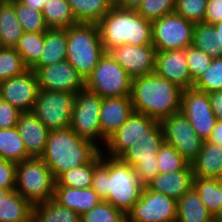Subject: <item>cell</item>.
<instances>
[{
    "instance_id": "42",
    "label": "cell",
    "mask_w": 222,
    "mask_h": 222,
    "mask_svg": "<svg viewBox=\"0 0 222 222\" xmlns=\"http://www.w3.org/2000/svg\"><path fill=\"white\" fill-rule=\"evenodd\" d=\"M176 0H142L136 12L144 19L154 21L175 12Z\"/></svg>"
},
{
    "instance_id": "48",
    "label": "cell",
    "mask_w": 222,
    "mask_h": 222,
    "mask_svg": "<svg viewBox=\"0 0 222 222\" xmlns=\"http://www.w3.org/2000/svg\"><path fill=\"white\" fill-rule=\"evenodd\" d=\"M208 96L216 119L222 121V90L208 93Z\"/></svg>"
},
{
    "instance_id": "19",
    "label": "cell",
    "mask_w": 222,
    "mask_h": 222,
    "mask_svg": "<svg viewBox=\"0 0 222 222\" xmlns=\"http://www.w3.org/2000/svg\"><path fill=\"white\" fill-rule=\"evenodd\" d=\"M155 72L181 89L193 88L188 71L186 49L156 51Z\"/></svg>"
},
{
    "instance_id": "15",
    "label": "cell",
    "mask_w": 222,
    "mask_h": 222,
    "mask_svg": "<svg viewBox=\"0 0 222 222\" xmlns=\"http://www.w3.org/2000/svg\"><path fill=\"white\" fill-rule=\"evenodd\" d=\"M39 89L72 92L85 89V80L67 60L46 67H33Z\"/></svg>"
},
{
    "instance_id": "35",
    "label": "cell",
    "mask_w": 222,
    "mask_h": 222,
    "mask_svg": "<svg viewBox=\"0 0 222 222\" xmlns=\"http://www.w3.org/2000/svg\"><path fill=\"white\" fill-rule=\"evenodd\" d=\"M14 49L21 55L26 67L32 69L44 49V32H23Z\"/></svg>"
},
{
    "instance_id": "27",
    "label": "cell",
    "mask_w": 222,
    "mask_h": 222,
    "mask_svg": "<svg viewBox=\"0 0 222 222\" xmlns=\"http://www.w3.org/2000/svg\"><path fill=\"white\" fill-rule=\"evenodd\" d=\"M33 206L15 190L0 198V222H32Z\"/></svg>"
},
{
    "instance_id": "37",
    "label": "cell",
    "mask_w": 222,
    "mask_h": 222,
    "mask_svg": "<svg viewBox=\"0 0 222 222\" xmlns=\"http://www.w3.org/2000/svg\"><path fill=\"white\" fill-rule=\"evenodd\" d=\"M14 9L23 32H46L49 29L42 11L33 10L18 0H14Z\"/></svg>"
},
{
    "instance_id": "53",
    "label": "cell",
    "mask_w": 222,
    "mask_h": 222,
    "mask_svg": "<svg viewBox=\"0 0 222 222\" xmlns=\"http://www.w3.org/2000/svg\"><path fill=\"white\" fill-rule=\"evenodd\" d=\"M112 7H117L122 0H107Z\"/></svg>"
},
{
    "instance_id": "23",
    "label": "cell",
    "mask_w": 222,
    "mask_h": 222,
    "mask_svg": "<svg viewBox=\"0 0 222 222\" xmlns=\"http://www.w3.org/2000/svg\"><path fill=\"white\" fill-rule=\"evenodd\" d=\"M53 199L60 205L75 211L79 216L88 212L103 199L91 188L55 186Z\"/></svg>"
},
{
    "instance_id": "16",
    "label": "cell",
    "mask_w": 222,
    "mask_h": 222,
    "mask_svg": "<svg viewBox=\"0 0 222 222\" xmlns=\"http://www.w3.org/2000/svg\"><path fill=\"white\" fill-rule=\"evenodd\" d=\"M157 123L158 121L154 118L133 112L117 131L107 139L105 148L109 152L108 156L119 158L129 147L139 143Z\"/></svg>"
},
{
    "instance_id": "22",
    "label": "cell",
    "mask_w": 222,
    "mask_h": 222,
    "mask_svg": "<svg viewBox=\"0 0 222 222\" xmlns=\"http://www.w3.org/2000/svg\"><path fill=\"white\" fill-rule=\"evenodd\" d=\"M193 178L192 165L188 163L182 170L159 173L146 188L178 200L193 187Z\"/></svg>"
},
{
    "instance_id": "38",
    "label": "cell",
    "mask_w": 222,
    "mask_h": 222,
    "mask_svg": "<svg viewBox=\"0 0 222 222\" xmlns=\"http://www.w3.org/2000/svg\"><path fill=\"white\" fill-rule=\"evenodd\" d=\"M193 88L204 93L222 90V57L212 59L207 70L194 82Z\"/></svg>"
},
{
    "instance_id": "36",
    "label": "cell",
    "mask_w": 222,
    "mask_h": 222,
    "mask_svg": "<svg viewBox=\"0 0 222 222\" xmlns=\"http://www.w3.org/2000/svg\"><path fill=\"white\" fill-rule=\"evenodd\" d=\"M192 46L208 54L212 59L222 57V48L218 47L214 25L196 23L193 29Z\"/></svg>"
},
{
    "instance_id": "13",
    "label": "cell",
    "mask_w": 222,
    "mask_h": 222,
    "mask_svg": "<svg viewBox=\"0 0 222 222\" xmlns=\"http://www.w3.org/2000/svg\"><path fill=\"white\" fill-rule=\"evenodd\" d=\"M165 143L173 146L191 163L199 154L203 141L188 119L181 113L170 115L160 121Z\"/></svg>"
},
{
    "instance_id": "14",
    "label": "cell",
    "mask_w": 222,
    "mask_h": 222,
    "mask_svg": "<svg viewBox=\"0 0 222 222\" xmlns=\"http://www.w3.org/2000/svg\"><path fill=\"white\" fill-rule=\"evenodd\" d=\"M181 113L188 119L197 135L204 141L208 140L217 121L208 93L194 88L183 90Z\"/></svg>"
},
{
    "instance_id": "1",
    "label": "cell",
    "mask_w": 222,
    "mask_h": 222,
    "mask_svg": "<svg viewBox=\"0 0 222 222\" xmlns=\"http://www.w3.org/2000/svg\"><path fill=\"white\" fill-rule=\"evenodd\" d=\"M95 167L91 188L105 201L127 214L144 189L134 167L120 158L105 157Z\"/></svg>"
},
{
    "instance_id": "12",
    "label": "cell",
    "mask_w": 222,
    "mask_h": 222,
    "mask_svg": "<svg viewBox=\"0 0 222 222\" xmlns=\"http://www.w3.org/2000/svg\"><path fill=\"white\" fill-rule=\"evenodd\" d=\"M126 218L127 222H176L177 200L144 187Z\"/></svg>"
},
{
    "instance_id": "4",
    "label": "cell",
    "mask_w": 222,
    "mask_h": 222,
    "mask_svg": "<svg viewBox=\"0 0 222 222\" xmlns=\"http://www.w3.org/2000/svg\"><path fill=\"white\" fill-rule=\"evenodd\" d=\"M97 24L105 52L124 44L152 45V22L136 10L111 7Z\"/></svg>"
},
{
    "instance_id": "34",
    "label": "cell",
    "mask_w": 222,
    "mask_h": 222,
    "mask_svg": "<svg viewBox=\"0 0 222 222\" xmlns=\"http://www.w3.org/2000/svg\"><path fill=\"white\" fill-rule=\"evenodd\" d=\"M79 23H98L112 7L107 0H68Z\"/></svg>"
},
{
    "instance_id": "3",
    "label": "cell",
    "mask_w": 222,
    "mask_h": 222,
    "mask_svg": "<svg viewBox=\"0 0 222 222\" xmlns=\"http://www.w3.org/2000/svg\"><path fill=\"white\" fill-rule=\"evenodd\" d=\"M98 144L79 137L70 127L50 131L41 158L56 179L60 174L91 162L100 152Z\"/></svg>"
},
{
    "instance_id": "9",
    "label": "cell",
    "mask_w": 222,
    "mask_h": 222,
    "mask_svg": "<svg viewBox=\"0 0 222 222\" xmlns=\"http://www.w3.org/2000/svg\"><path fill=\"white\" fill-rule=\"evenodd\" d=\"M76 94L39 89L32 112L49 131L70 127Z\"/></svg>"
},
{
    "instance_id": "47",
    "label": "cell",
    "mask_w": 222,
    "mask_h": 222,
    "mask_svg": "<svg viewBox=\"0 0 222 222\" xmlns=\"http://www.w3.org/2000/svg\"><path fill=\"white\" fill-rule=\"evenodd\" d=\"M222 21V0H208L204 23L212 24Z\"/></svg>"
},
{
    "instance_id": "43",
    "label": "cell",
    "mask_w": 222,
    "mask_h": 222,
    "mask_svg": "<svg viewBox=\"0 0 222 222\" xmlns=\"http://www.w3.org/2000/svg\"><path fill=\"white\" fill-rule=\"evenodd\" d=\"M207 1L176 0L175 12L194 24L204 22Z\"/></svg>"
},
{
    "instance_id": "44",
    "label": "cell",
    "mask_w": 222,
    "mask_h": 222,
    "mask_svg": "<svg viewBox=\"0 0 222 222\" xmlns=\"http://www.w3.org/2000/svg\"><path fill=\"white\" fill-rule=\"evenodd\" d=\"M186 58L188 71L193 82H195L200 75L207 70L212 62V58L208 54L193 46L186 48Z\"/></svg>"
},
{
    "instance_id": "50",
    "label": "cell",
    "mask_w": 222,
    "mask_h": 222,
    "mask_svg": "<svg viewBox=\"0 0 222 222\" xmlns=\"http://www.w3.org/2000/svg\"><path fill=\"white\" fill-rule=\"evenodd\" d=\"M20 3L26 5L27 7L32 8L33 10L42 11L44 5L49 0H18Z\"/></svg>"
},
{
    "instance_id": "24",
    "label": "cell",
    "mask_w": 222,
    "mask_h": 222,
    "mask_svg": "<svg viewBox=\"0 0 222 222\" xmlns=\"http://www.w3.org/2000/svg\"><path fill=\"white\" fill-rule=\"evenodd\" d=\"M191 165L193 177L222 180V146L203 141L201 151Z\"/></svg>"
},
{
    "instance_id": "17",
    "label": "cell",
    "mask_w": 222,
    "mask_h": 222,
    "mask_svg": "<svg viewBox=\"0 0 222 222\" xmlns=\"http://www.w3.org/2000/svg\"><path fill=\"white\" fill-rule=\"evenodd\" d=\"M38 91L37 75L32 69L0 82V98L21 112L32 111Z\"/></svg>"
},
{
    "instance_id": "25",
    "label": "cell",
    "mask_w": 222,
    "mask_h": 222,
    "mask_svg": "<svg viewBox=\"0 0 222 222\" xmlns=\"http://www.w3.org/2000/svg\"><path fill=\"white\" fill-rule=\"evenodd\" d=\"M67 31L66 29L49 28L44 32V49L39 62L34 67H46L66 60Z\"/></svg>"
},
{
    "instance_id": "55",
    "label": "cell",
    "mask_w": 222,
    "mask_h": 222,
    "mask_svg": "<svg viewBox=\"0 0 222 222\" xmlns=\"http://www.w3.org/2000/svg\"><path fill=\"white\" fill-rule=\"evenodd\" d=\"M9 191L0 189V198H3Z\"/></svg>"
},
{
    "instance_id": "26",
    "label": "cell",
    "mask_w": 222,
    "mask_h": 222,
    "mask_svg": "<svg viewBox=\"0 0 222 222\" xmlns=\"http://www.w3.org/2000/svg\"><path fill=\"white\" fill-rule=\"evenodd\" d=\"M214 219L193 187L177 200L176 222H213Z\"/></svg>"
},
{
    "instance_id": "41",
    "label": "cell",
    "mask_w": 222,
    "mask_h": 222,
    "mask_svg": "<svg viewBox=\"0 0 222 222\" xmlns=\"http://www.w3.org/2000/svg\"><path fill=\"white\" fill-rule=\"evenodd\" d=\"M159 173L182 170L189 162L171 145L163 143L157 154Z\"/></svg>"
},
{
    "instance_id": "54",
    "label": "cell",
    "mask_w": 222,
    "mask_h": 222,
    "mask_svg": "<svg viewBox=\"0 0 222 222\" xmlns=\"http://www.w3.org/2000/svg\"><path fill=\"white\" fill-rule=\"evenodd\" d=\"M215 220L218 222H222V209L221 211L217 214V216L215 217Z\"/></svg>"
},
{
    "instance_id": "6",
    "label": "cell",
    "mask_w": 222,
    "mask_h": 222,
    "mask_svg": "<svg viewBox=\"0 0 222 222\" xmlns=\"http://www.w3.org/2000/svg\"><path fill=\"white\" fill-rule=\"evenodd\" d=\"M56 179L41 157H30L17 163L15 191L32 206L54 197Z\"/></svg>"
},
{
    "instance_id": "20",
    "label": "cell",
    "mask_w": 222,
    "mask_h": 222,
    "mask_svg": "<svg viewBox=\"0 0 222 222\" xmlns=\"http://www.w3.org/2000/svg\"><path fill=\"white\" fill-rule=\"evenodd\" d=\"M133 112L130 96L102 98L99 121L104 144Z\"/></svg>"
},
{
    "instance_id": "52",
    "label": "cell",
    "mask_w": 222,
    "mask_h": 222,
    "mask_svg": "<svg viewBox=\"0 0 222 222\" xmlns=\"http://www.w3.org/2000/svg\"><path fill=\"white\" fill-rule=\"evenodd\" d=\"M216 39L218 40V47L222 48V21L214 24Z\"/></svg>"
},
{
    "instance_id": "2",
    "label": "cell",
    "mask_w": 222,
    "mask_h": 222,
    "mask_svg": "<svg viewBox=\"0 0 222 222\" xmlns=\"http://www.w3.org/2000/svg\"><path fill=\"white\" fill-rule=\"evenodd\" d=\"M182 91L183 89L175 83L152 72L132 79L130 98L134 112L145 114L160 122L181 112Z\"/></svg>"
},
{
    "instance_id": "45",
    "label": "cell",
    "mask_w": 222,
    "mask_h": 222,
    "mask_svg": "<svg viewBox=\"0 0 222 222\" xmlns=\"http://www.w3.org/2000/svg\"><path fill=\"white\" fill-rule=\"evenodd\" d=\"M17 163L0 157V189L13 191L16 187Z\"/></svg>"
},
{
    "instance_id": "28",
    "label": "cell",
    "mask_w": 222,
    "mask_h": 222,
    "mask_svg": "<svg viewBox=\"0 0 222 222\" xmlns=\"http://www.w3.org/2000/svg\"><path fill=\"white\" fill-rule=\"evenodd\" d=\"M1 47L14 48L23 34L18 21L14 0H0Z\"/></svg>"
},
{
    "instance_id": "39",
    "label": "cell",
    "mask_w": 222,
    "mask_h": 222,
    "mask_svg": "<svg viewBox=\"0 0 222 222\" xmlns=\"http://www.w3.org/2000/svg\"><path fill=\"white\" fill-rule=\"evenodd\" d=\"M80 222H127L126 214L103 200L80 216Z\"/></svg>"
},
{
    "instance_id": "18",
    "label": "cell",
    "mask_w": 222,
    "mask_h": 222,
    "mask_svg": "<svg viewBox=\"0 0 222 222\" xmlns=\"http://www.w3.org/2000/svg\"><path fill=\"white\" fill-rule=\"evenodd\" d=\"M108 53L132 79L155 72L156 48L153 45L124 44L110 49Z\"/></svg>"
},
{
    "instance_id": "8",
    "label": "cell",
    "mask_w": 222,
    "mask_h": 222,
    "mask_svg": "<svg viewBox=\"0 0 222 222\" xmlns=\"http://www.w3.org/2000/svg\"><path fill=\"white\" fill-rule=\"evenodd\" d=\"M164 142L158 122L139 143L133 144L119 157L134 167L144 187L159 174L157 154Z\"/></svg>"
},
{
    "instance_id": "51",
    "label": "cell",
    "mask_w": 222,
    "mask_h": 222,
    "mask_svg": "<svg viewBox=\"0 0 222 222\" xmlns=\"http://www.w3.org/2000/svg\"><path fill=\"white\" fill-rule=\"evenodd\" d=\"M141 1L142 0H122L117 7L121 9L136 10L141 4Z\"/></svg>"
},
{
    "instance_id": "21",
    "label": "cell",
    "mask_w": 222,
    "mask_h": 222,
    "mask_svg": "<svg viewBox=\"0 0 222 222\" xmlns=\"http://www.w3.org/2000/svg\"><path fill=\"white\" fill-rule=\"evenodd\" d=\"M16 128L20 134L27 154L30 157H41L45 151L50 131L32 112H21Z\"/></svg>"
},
{
    "instance_id": "7",
    "label": "cell",
    "mask_w": 222,
    "mask_h": 222,
    "mask_svg": "<svg viewBox=\"0 0 222 222\" xmlns=\"http://www.w3.org/2000/svg\"><path fill=\"white\" fill-rule=\"evenodd\" d=\"M131 81L124 68L105 52L85 80V89L101 98L130 96Z\"/></svg>"
},
{
    "instance_id": "10",
    "label": "cell",
    "mask_w": 222,
    "mask_h": 222,
    "mask_svg": "<svg viewBox=\"0 0 222 222\" xmlns=\"http://www.w3.org/2000/svg\"><path fill=\"white\" fill-rule=\"evenodd\" d=\"M194 23L176 12L152 21V45L156 51L181 50L192 46Z\"/></svg>"
},
{
    "instance_id": "32",
    "label": "cell",
    "mask_w": 222,
    "mask_h": 222,
    "mask_svg": "<svg viewBox=\"0 0 222 222\" xmlns=\"http://www.w3.org/2000/svg\"><path fill=\"white\" fill-rule=\"evenodd\" d=\"M101 162V152L83 166H78L63 172L56 178L55 186H67L70 188L91 187L95 167Z\"/></svg>"
},
{
    "instance_id": "30",
    "label": "cell",
    "mask_w": 222,
    "mask_h": 222,
    "mask_svg": "<svg viewBox=\"0 0 222 222\" xmlns=\"http://www.w3.org/2000/svg\"><path fill=\"white\" fill-rule=\"evenodd\" d=\"M193 188L208 211L216 217L222 209V180L194 177Z\"/></svg>"
},
{
    "instance_id": "40",
    "label": "cell",
    "mask_w": 222,
    "mask_h": 222,
    "mask_svg": "<svg viewBox=\"0 0 222 222\" xmlns=\"http://www.w3.org/2000/svg\"><path fill=\"white\" fill-rule=\"evenodd\" d=\"M27 69L21 55L14 48L0 47V82L19 75Z\"/></svg>"
},
{
    "instance_id": "29",
    "label": "cell",
    "mask_w": 222,
    "mask_h": 222,
    "mask_svg": "<svg viewBox=\"0 0 222 222\" xmlns=\"http://www.w3.org/2000/svg\"><path fill=\"white\" fill-rule=\"evenodd\" d=\"M42 13L48 28L66 29L79 23L68 0H49Z\"/></svg>"
},
{
    "instance_id": "56",
    "label": "cell",
    "mask_w": 222,
    "mask_h": 222,
    "mask_svg": "<svg viewBox=\"0 0 222 222\" xmlns=\"http://www.w3.org/2000/svg\"><path fill=\"white\" fill-rule=\"evenodd\" d=\"M0 47H1V31H0Z\"/></svg>"
},
{
    "instance_id": "49",
    "label": "cell",
    "mask_w": 222,
    "mask_h": 222,
    "mask_svg": "<svg viewBox=\"0 0 222 222\" xmlns=\"http://www.w3.org/2000/svg\"><path fill=\"white\" fill-rule=\"evenodd\" d=\"M207 141L222 146V121H216L215 127Z\"/></svg>"
},
{
    "instance_id": "31",
    "label": "cell",
    "mask_w": 222,
    "mask_h": 222,
    "mask_svg": "<svg viewBox=\"0 0 222 222\" xmlns=\"http://www.w3.org/2000/svg\"><path fill=\"white\" fill-rule=\"evenodd\" d=\"M32 222H80V216L54 199L33 206Z\"/></svg>"
},
{
    "instance_id": "11",
    "label": "cell",
    "mask_w": 222,
    "mask_h": 222,
    "mask_svg": "<svg viewBox=\"0 0 222 222\" xmlns=\"http://www.w3.org/2000/svg\"><path fill=\"white\" fill-rule=\"evenodd\" d=\"M102 106V98L87 89L76 94L70 128L81 138L93 141L101 138L99 115Z\"/></svg>"
},
{
    "instance_id": "5",
    "label": "cell",
    "mask_w": 222,
    "mask_h": 222,
    "mask_svg": "<svg viewBox=\"0 0 222 222\" xmlns=\"http://www.w3.org/2000/svg\"><path fill=\"white\" fill-rule=\"evenodd\" d=\"M66 31V60L86 80L105 54L98 24L78 23L66 28Z\"/></svg>"
},
{
    "instance_id": "46",
    "label": "cell",
    "mask_w": 222,
    "mask_h": 222,
    "mask_svg": "<svg viewBox=\"0 0 222 222\" xmlns=\"http://www.w3.org/2000/svg\"><path fill=\"white\" fill-rule=\"evenodd\" d=\"M21 111L0 98V129L16 127Z\"/></svg>"
},
{
    "instance_id": "33",
    "label": "cell",
    "mask_w": 222,
    "mask_h": 222,
    "mask_svg": "<svg viewBox=\"0 0 222 222\" xmlns=\"http://www.w3.org/2000/svg\"><path fill=\"white\" fill-rule=\"evenodd\" d=\"M0 157L15 163L30 158L16 127L0 129Z\"/></svg>"
}]
</instances>
